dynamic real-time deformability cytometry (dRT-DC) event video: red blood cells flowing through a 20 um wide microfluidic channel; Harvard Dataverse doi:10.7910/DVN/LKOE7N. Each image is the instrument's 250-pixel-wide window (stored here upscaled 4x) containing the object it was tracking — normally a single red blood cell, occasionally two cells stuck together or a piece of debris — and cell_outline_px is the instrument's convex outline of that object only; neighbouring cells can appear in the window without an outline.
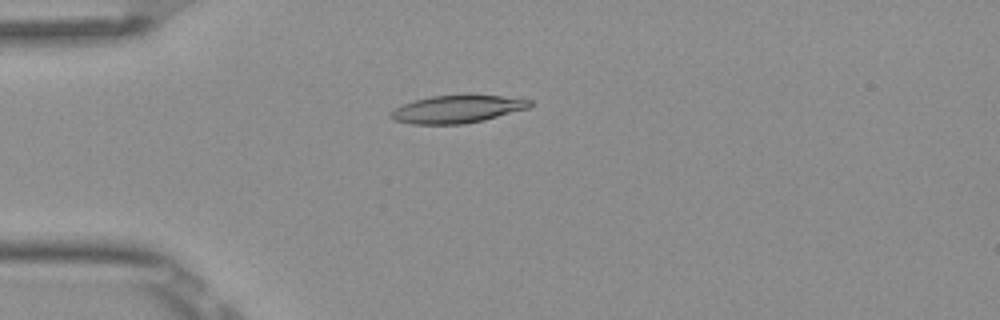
{"species": "Egyptian fruit bat (a non-hibernating species)", "species_latin": "Rousettus aegyptiacus", "temperature_condition": "room temperature", "stored_images_in_passage": 4, "camera_frame_rate_fps": 3000, "um_per_image_px": 0.085, "frame": {"image": 1, "passage_image": 4, "time_ms": 1.0, "image_size_px": [1000, 320], "cell_outline_px": [[532, 104], [528, 108], [484, 120], [464, 124], [412, 124], [396, 120], [388, 116], [388, 112], [404, 104], [416, 100], [432, 96], [468, 92], [504, 96], [532, 100]], "centroid_in_image_um": [38.89, 9.24], "position_along_channel_um": 46.1, "area_um2": 23.06}}